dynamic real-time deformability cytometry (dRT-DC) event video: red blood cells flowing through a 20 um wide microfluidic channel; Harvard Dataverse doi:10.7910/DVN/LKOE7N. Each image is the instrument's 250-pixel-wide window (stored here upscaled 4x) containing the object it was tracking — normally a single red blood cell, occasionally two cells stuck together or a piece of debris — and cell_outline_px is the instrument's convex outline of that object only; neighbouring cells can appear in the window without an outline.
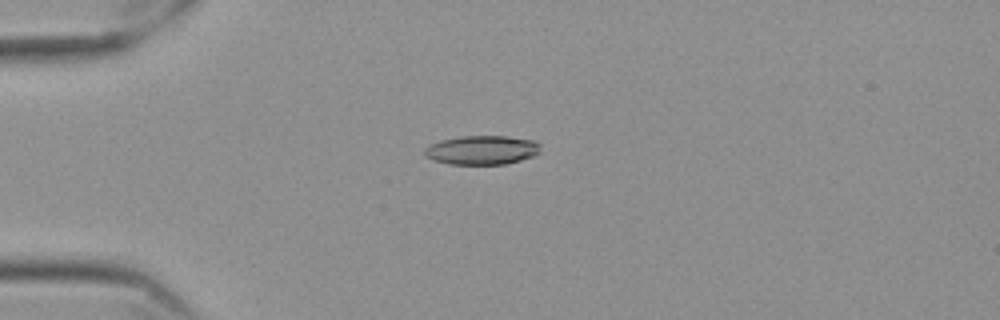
{"species": "Egyptian fruit bat (a non-hibernating species)", "species_latin": "Rousettus aegyptiacus", "temperature_condition": "cold", "stored_images_in_passage": 58, "camera_frame_rate_fps": 3000, "um_per_image_px": 0.085, "frame": {"image": 1, "passage_image": 15, "time_ms": 4.667, "image_size_px": [1000, 320], "cell_outline_px": [[540, 152], [532, 156], [520, 160], [504, 164], [448, 164], [432, 160], [424, 156], [424, 148], [428, 144], [440, 140], [460, 136], [508, 136], [532, 140], [540, 144]], "centroid_in_image_um": [40.91, 12.75], "position_along_channel_um": 44.1, "area_um2": 19.77}}
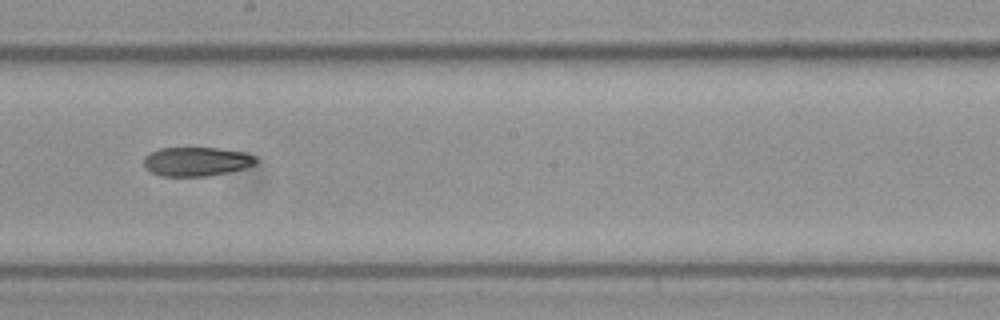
{"frame": {"image": 2, "passage_image": 33, "time_ms": 10.667, "image_size_px": [1000, 320], "cell_outline_px": [[256, 164], [244, 168], [208, 176], [160, 176], [144, 168], [144, 156], [160, 148], [220, 148], [244, 152], [256, 156]], "centroid_in_image_um": [16.69, 13.73], "position_along_channel_um": 231.5, "area_um2": 18.96}}
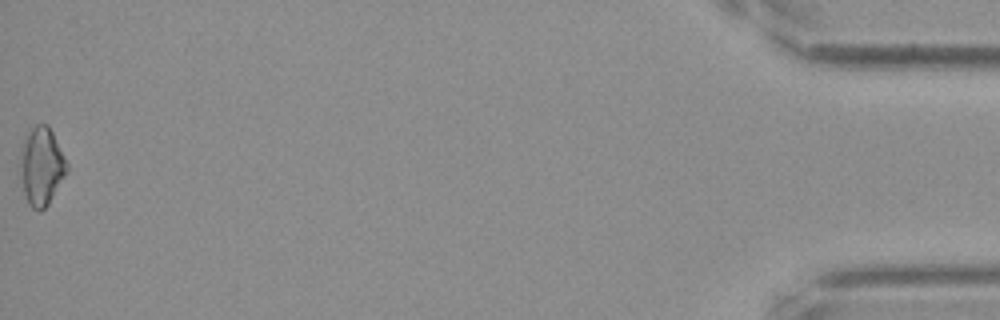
{"frame": {"image": 3, "passage_image": 58, "time_ms": 19.0, "image_size_px": [1000, 320], "cell_outline_px": [[68, 168], [48, 204], [40, 212], [32, 208], [28, 204], [24, 192], [20, 172], [24, 140], [28, 132], [36, 124], [48, 124], [68, 164]], "centroid_in_image_um": [3.53, 14.14], "position_along_channel_um": 431.7, "area_um2": 20.58}}